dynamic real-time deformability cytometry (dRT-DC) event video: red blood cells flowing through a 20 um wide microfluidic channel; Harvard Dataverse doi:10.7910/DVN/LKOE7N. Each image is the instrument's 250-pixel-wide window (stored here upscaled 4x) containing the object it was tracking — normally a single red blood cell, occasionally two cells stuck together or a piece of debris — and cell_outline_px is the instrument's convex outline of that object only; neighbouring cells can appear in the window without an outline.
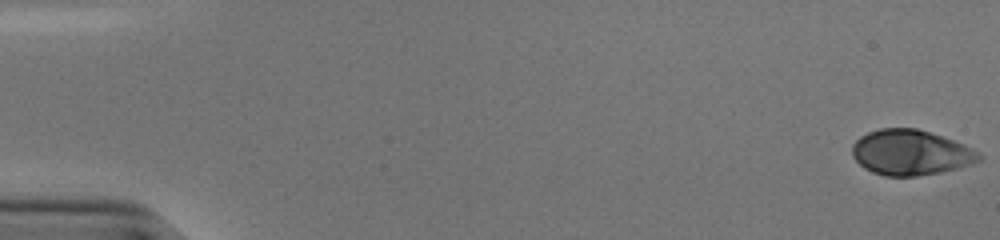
{"species": "human", "species_latin": "Homo sapiens", "temperature_condition": "cold", "stored_images_in_passage": 54, "camera_frame_rate_fps": 3000, "um_per_image_px": 0.085, "donor": {"sex": "male"}, "frame": {"image": 1, "passage_image": 1, "time_ms": 0.0, "image_size_px": [1000, 240], "cell_outline_px": [[980, 160], [972, 164], [940, 172], [916, 176], [884, 176], [872, 172], [864, 168], [852, 156], [852, 144], [860, 136], [868, 132], [880, 128], [916, 128], [964, 144], [980, 152]], "centroid_in_image_um": [77.38, 12.97], "position_along_channel_um": 7.6, "area_um2": 33.35}}
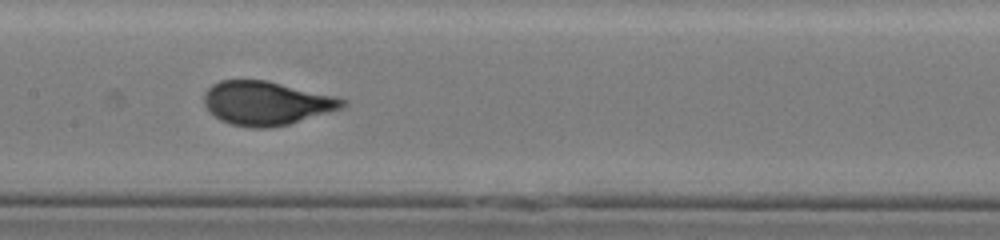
{"frame": {"image": 2, "passage_image": 28, "time_ms": 9.0, "image_size_px": [1000, 240], "cell_outline_px": [[348, 104], [340, 108], [288, 124], [268, 128], [252, 128], [232, 124], [220, 120], [204, 104], [204, 92], [212, 84], [220, 80], [268, 80], [336, 96], [348, 100]], "centroid_in_image_um": [22.64, 8.75], "position_along_channel_um": 184.8, "area_um2": 35.14}}
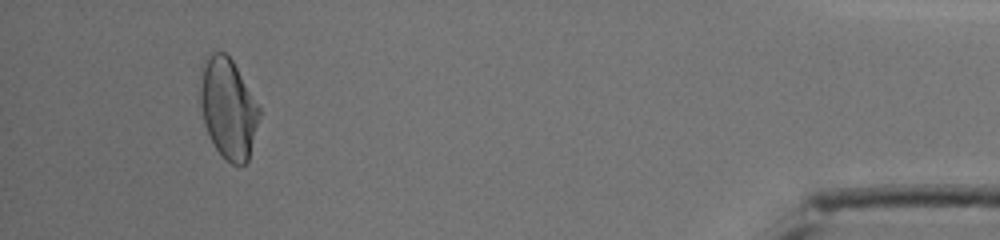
{"frame": {"image": 3, "passage_image": 51, "time_ms": 16.667, "image_size_px": [1000, 240], "cell_outline_px": [[260, 116], [248, 160], [244, 164], [232, 164], [224, 160], [216, 148], [204, 124], [196, 96], [200, 68], [204, 60], [212, 52], [224, 52], [232, 60], [260, 108]], "centroid_in_image_um": [19.32, 9.18], "position_along_channel_um": 415.9, "area_um2": 35.08}, "authors_computed_cell_mechanics": {"area_um2": 34.3621, "velocity_mm_per_s": 3.8282, "shape_relaxation_time_tau1_ms": 4.7626, "shape_relaxation_time_tau2_ms": null, "deformation_change_tau1": 0.1947, "deformation_change_tau2": null}}